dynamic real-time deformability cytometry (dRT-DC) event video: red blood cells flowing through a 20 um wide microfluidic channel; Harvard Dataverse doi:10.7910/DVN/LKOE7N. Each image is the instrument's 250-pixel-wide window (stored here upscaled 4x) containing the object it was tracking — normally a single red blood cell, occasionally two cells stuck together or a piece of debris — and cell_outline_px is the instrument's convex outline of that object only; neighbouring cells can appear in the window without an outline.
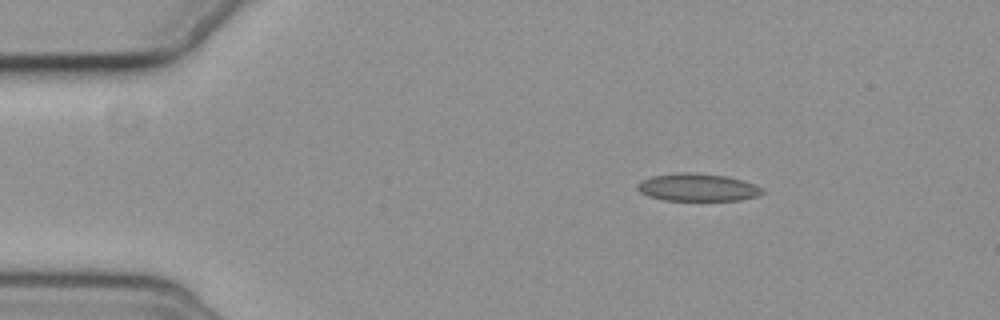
{"species": "common noctule bat (a hibernating species)", "species_latin": "Nyctalus noctula", "temperature_condition": "cold", "stored_images_in_passage": 5, "camera_frame_rate_fps": 3000, "um_per_image_px": 0.085, "animal": {"sex": "female", "body_mass_g": 19.3, "forearm_length_mm": 54.1}, "frame": {"image": 1, "passage_image": 2, "time_ms": 2.333, "image_size_px": [1000, 320], "cell_outline_px": [[764, 192], [756, 196], [740, 200], [664, 200], [648, 196], [640, 192], [636, 188], [636, 184], [640, 180], [652, 176], [684, 172], [688, 172], [728, 176], [764, 188]], "centroid_in_image_um": [59.25, 15.93], "position_along_channel_um": 25.7, "area_um2": 20.0}}
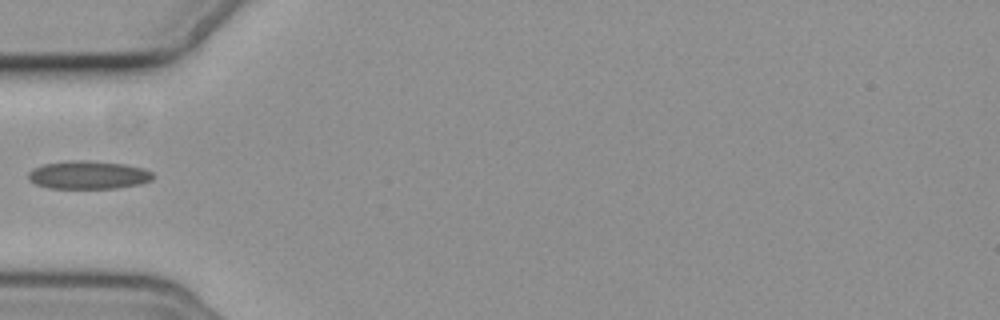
{"frame": {"image": 2, "passage_image": 5, "time_ms": 5.667, "image_size_px": [1000, 320], "cell_outline_px": [[152, 180], [140, 184], [116, 188], [48, 188], [36, 184], [28, 180], [28, 172], [32, 168], [44, 164], [72, 160], [88, 160], [124, 164], [144, 168], [152, 172]], "centroid_in_image_um": [7.49, 14.87], "position_along_channel_um": 77.5, "area_um2": 20.52}}